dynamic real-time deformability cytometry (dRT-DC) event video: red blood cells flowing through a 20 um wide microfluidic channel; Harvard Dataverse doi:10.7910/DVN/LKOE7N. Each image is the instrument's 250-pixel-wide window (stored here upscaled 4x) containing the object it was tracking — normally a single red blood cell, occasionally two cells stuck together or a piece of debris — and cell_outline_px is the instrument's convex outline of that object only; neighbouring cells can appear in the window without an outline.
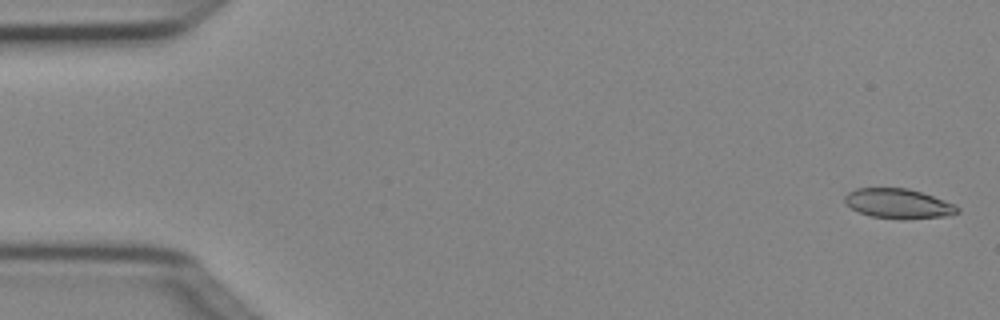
{"species": "Egyptian fruit bat (a non-hibernating species)", "species_latin": "Rousettus aegyptiacus", "temperature_condition": "cold", "stored_images_in_passage": 4, "camera_frame_rate_fps": 3000, "um_per_image_px": 0.085, "animal": {"sex": "female"}, "frame": {"image": 1, "passage_image": 1, "time_ms": 0.0, "image_size_px": [1000, 320], "cell_outline_px": [[960, 212], [948, 216], [904, 220], [872, 216], [860, 212], [844, 204], [844, 196], [848, 192], [856, 188], [908, 188], [956, 204], [960, 208]], "centroid_in_image_um": [76.38, 17.31], "position_along_channel_um": 8.6, "area_um2": 19.71}}